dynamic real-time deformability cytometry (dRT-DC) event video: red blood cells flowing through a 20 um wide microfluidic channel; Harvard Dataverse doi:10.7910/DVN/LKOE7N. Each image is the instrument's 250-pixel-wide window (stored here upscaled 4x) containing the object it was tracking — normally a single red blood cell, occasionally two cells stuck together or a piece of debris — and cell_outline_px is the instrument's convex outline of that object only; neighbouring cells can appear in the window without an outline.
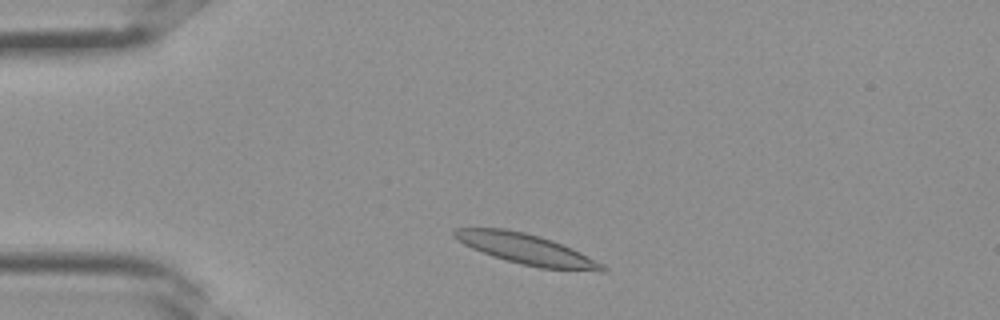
{"species": "Egyptian fruit bat (a non-hibernating species)", "species_latin": "Rousettus aegyptiacus", "temperature_condition": "room temperature", "stored_images_in_passage": 32, "camera_frame_rate_fps": 3000, "um_per_image_px": 0.085, "frame": {"image": 1, "passage_image": 3, "time_ms": 0.667, "image_size_px": [1000, 320], "cell_outline_px": [[608, 268], [604, 272], [600, 272], [540, 268], [520, 264], [492, 256], [472, 248], [464, 244], [452, 236], [452, 228], [504, 228], [524, 232], [540, 236], [552, 240], [572, 248], [604, 264]], "centroid_in_image_um": [44.76, 21.19], "position_along_channel_um": 40.2, "area_um2": 26.47}}
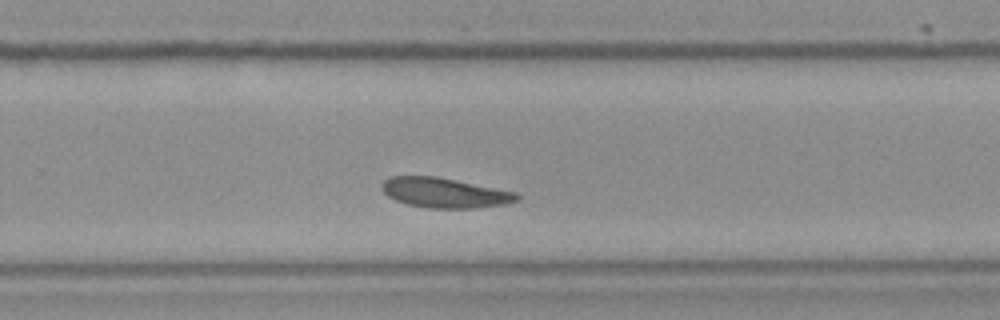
{"frame": {"image": 2, "passage_image": 19, "time_ms": 6.0, "image_size_px": [1000, 320], "cell_outline_px": [[520, 200], [504, 204], [476, 208], [428, 208], [408, 204], [396, 200], [388, 196], [380, 188], [380, 184], [388, 176], [436, 176], [516, 192], [520, 196]], "centroid_in_image_um": [37.77, 16.38], "position_along_channel_um": 292.0, "area_um2": 23.58}}
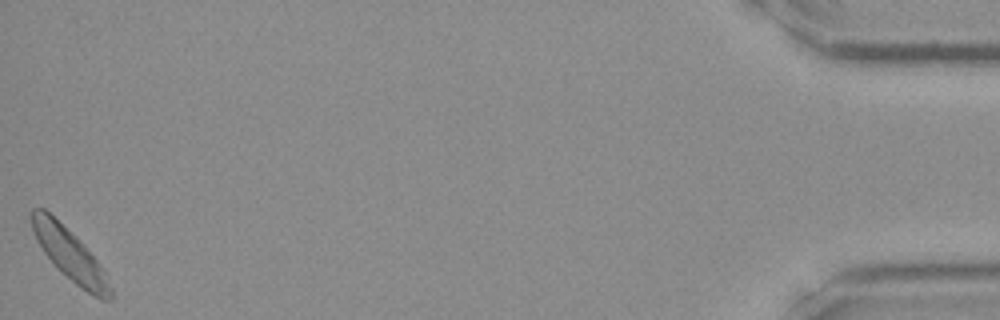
{"frame": {"image": 3, "passage_image": 32, "time_ms": 10.333, "image_size_px": [1000, 320], "cell_outline_px": [[112, 300], [100, 300], [92, 296], [76, 284], [44, 252], [36, 240], [28, 216], [28, 212], [32, 208], [44, 208], [76, 236], [84, 244], [104, 268], [112, 288]], "centroid_in_image_um": [5.96, 21.61], "position_along_channel_um": 429.2, "area_um2": 23.76}}